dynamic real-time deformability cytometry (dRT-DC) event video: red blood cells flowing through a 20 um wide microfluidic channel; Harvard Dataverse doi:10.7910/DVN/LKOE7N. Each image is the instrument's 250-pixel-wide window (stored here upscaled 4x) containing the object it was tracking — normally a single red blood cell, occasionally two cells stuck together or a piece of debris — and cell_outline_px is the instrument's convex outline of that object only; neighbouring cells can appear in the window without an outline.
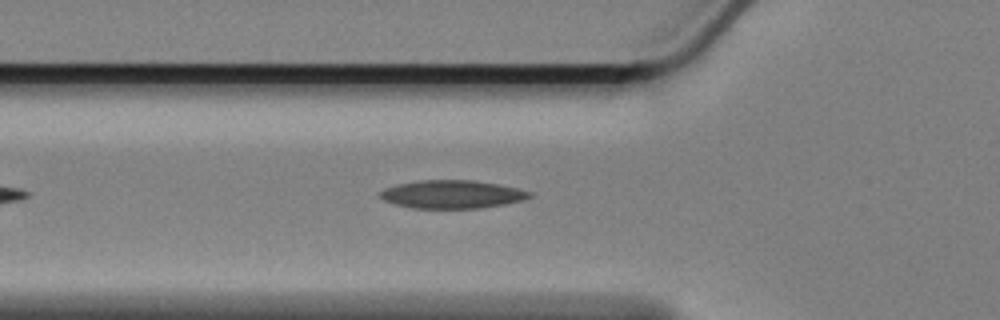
{"species": "Egyptian fruit bat (a non-hibernating species)", "species_latin": "Rousettus aegyptiacus", "temperature_condition": "cold", "stored_images_in_passage": 28, "camera_frame_rate_fps": 3000, "um_per_image_px": 0.085, "animal": {"sex": "female"}, "frame": {"image": 1, "passage_image": 8, "time_ms": 2.333, "image_size_px": [1000, 320], "cell_outline_px": [[532, 196], [524, 200], [504, 204], [480, 208], [412, 208], [392, 204], [384, 200], [380, 196], [380, 192], [384, 188], [400, 184], [420, 180], [472, 180], [496, 184], [516, 188], [532, 192]], "centroid_in_image_um": [38.41, 16.52], "position_along_channel_um": 87.4, "area_um2": 24.39}}
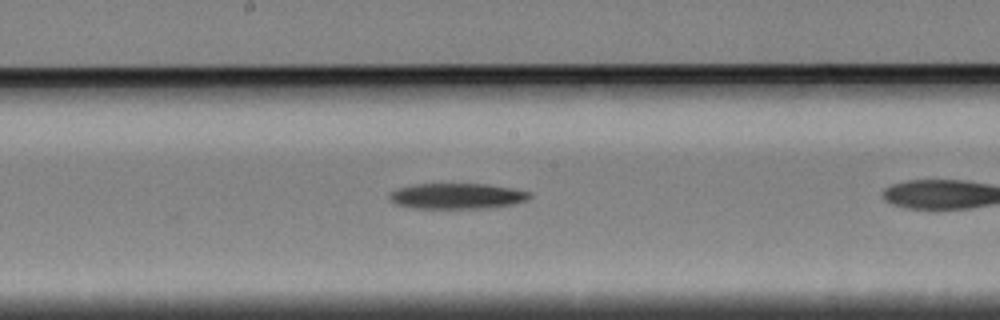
{"frame": {"image": 2, "passage_image": 15, "time_ms": 4.667, "image_size_px": [1000, 320], "cell_outline_px": [[532, 196], [528, 200], [512, 204], [488, 208], [412, 208], [396, 204], [388, 196], [392, 192], [400, 188], [416, 184], [484, 184], [512, 188], [528, 192]], "centroid_in_image_um": [38.87, 16.67], "position_along_channel_um": 209.3, "area_um2": 20.69}}
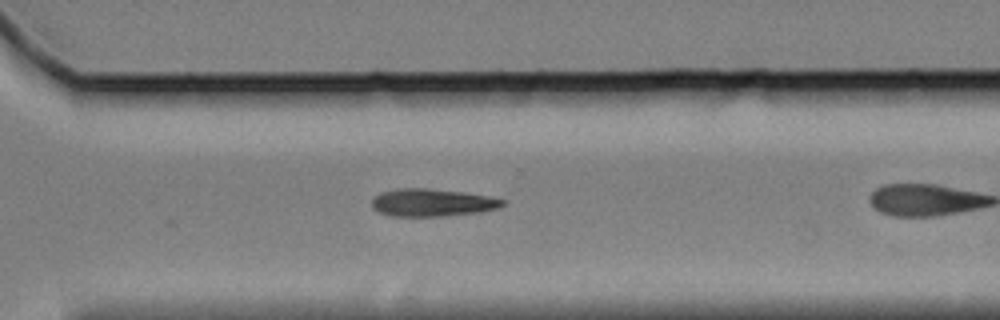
{"frame": {"image": 3, "passage_image": 26, "time_ms": 8.333, "image_size_px": [1000, 320], "cell_outline_px": [[504, 204], [496, 208], [480, 212], [444, 216], [392, 216], [380, 212], [372, 208], [372, 200], [380, 192], [396, 188], [428, 188], [464, 192], [488, 196], [504, 200]], "centroid_in_image_um": [36.7, 17.21], "position_along_channel_um": 333.9, "area_um2": 20.98}}